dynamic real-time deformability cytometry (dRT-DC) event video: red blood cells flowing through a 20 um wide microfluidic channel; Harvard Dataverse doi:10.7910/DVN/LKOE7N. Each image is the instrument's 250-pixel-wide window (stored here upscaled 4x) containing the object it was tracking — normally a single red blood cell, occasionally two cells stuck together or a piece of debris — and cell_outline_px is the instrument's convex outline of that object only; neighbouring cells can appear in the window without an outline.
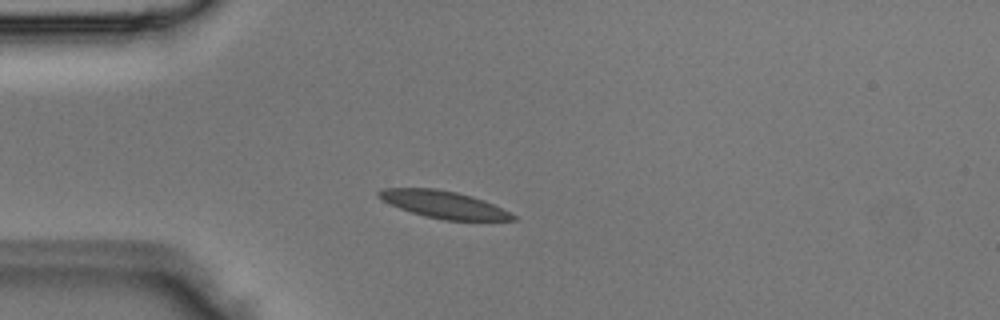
{"species": "Egyptian fruit bat (a non-hibernating species)", "species_latin": "Rousettus aegyptiacus", "temperature_condition": "room temperature", "stored_images_in_passage": 2, "camera_frame_rate_fps": 3000, "um_per_image_px": 0.085, "animal": {"sex": "male"}, "frame": {"image": 1, "passage_image": 2, "time_ms": 0.333, "image_size_px": [1000, 320], "cell_outline_px": [[516, 220], [444, 220], [424, 216], [400, 208], [376, 196], [376, 192], [380, 188], [436, 188], [456, 192], [472, 196], [484, 200], [516, 216]], "centroid_in_image_um": [37.67, 17.37], "position_along_channel_um": 47.3, "area_um2": 21.04}}